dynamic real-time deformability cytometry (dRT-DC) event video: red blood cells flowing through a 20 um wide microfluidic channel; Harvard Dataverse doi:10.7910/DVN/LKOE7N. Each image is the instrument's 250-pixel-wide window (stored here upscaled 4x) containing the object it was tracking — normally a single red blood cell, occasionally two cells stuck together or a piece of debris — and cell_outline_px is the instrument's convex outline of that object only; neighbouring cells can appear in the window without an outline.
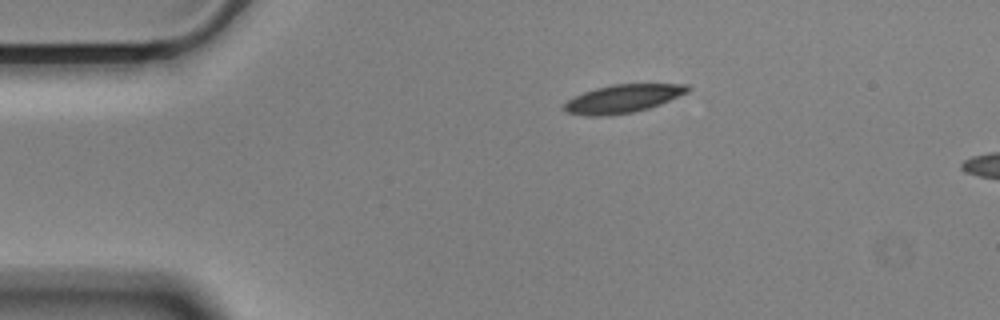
{"species": "Egyptian fruit bat (a non-hibernating species)", "species_latin": "Rousettus aegyptiacus", "temperature_condition": "cold", "stored_images_in_passage": 6, "camera_frame_rate_fps": 3000, "um_per_image_px": 0.085, "animal": {"sex": "male"}, "frame": {"image": 1, "passage_image": 1, "time_ms": 0.0, "image_size_px": [1000, 320], "cell_outline_px": [[692, 88], [688, 92], [660, 104], [648, 108], [632, 112], [596, 116], [588, 116], [564, 112], [560, 108], [572, 96], [596, 88], [612, 84], [688, 84]], "centroid_in_image_um": [52.9, 8.38], "position_along_channel_um": 32.1, "area_um2": 20.29}}